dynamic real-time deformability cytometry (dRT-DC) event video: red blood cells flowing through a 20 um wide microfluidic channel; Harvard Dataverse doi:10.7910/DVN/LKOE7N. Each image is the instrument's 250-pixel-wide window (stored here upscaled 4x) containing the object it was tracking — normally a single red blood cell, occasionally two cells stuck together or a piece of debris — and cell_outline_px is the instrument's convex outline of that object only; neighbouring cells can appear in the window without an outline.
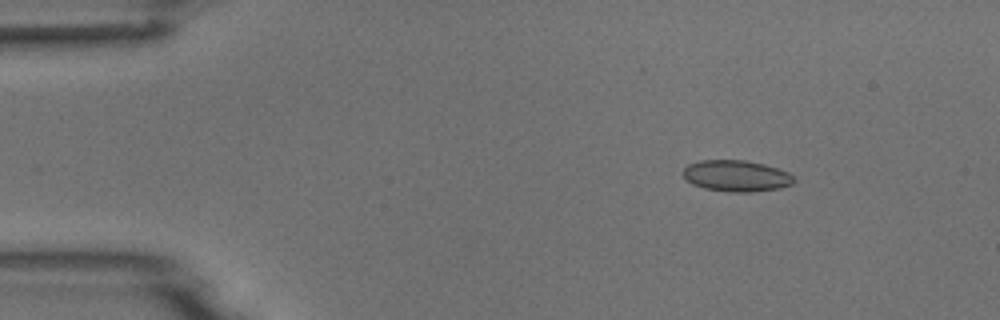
{"species": "common noctule bat (a hibernating species)", "species_latin": "Nyctalus noctula", "temperature_condition": "room temperature", "stored_images_in_passage": 4, "camera_frame_rate_fps": 3000, "um_per_image_px": 0.085, "animal": {"sex": "male", "body_mass_g": 18.8}, "frame": {"image": 1, "passage_image": 1, "time_ms": 0.0, "image_size_px": [1000, 320], "cell_outline_px": [[796, 180], [792, 184], [780, 188], [752, 192], [732, 192], [704, 188], [692, 184], [680, 172], [688, 164], [700, 160], [744, 160], [764, 164], [788, 172]], "centroid_in_image_um": [62.57, 14.95], "position_along_channel_um": 22.4, "area_um2": 20.23}}
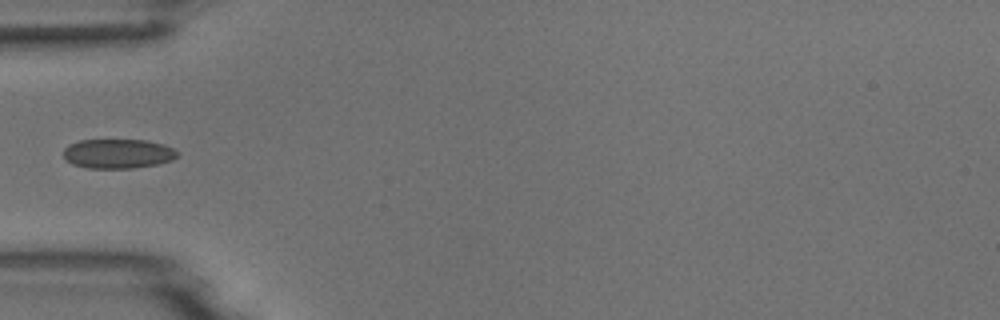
{"frame": {"image": 2, "passage_image": 4, "time_ms": 3.333, "image_size_px": [1000, 320], "cell_outline_px": [[180, 152], [172, 160], [160, 164], [132, 168], [88, 168], [72, 164], [64, 156], [64, 148], [68, 144], [80, 140], [144, 140], [164, 144]], "centroid_in_image_um": [10.04, 13.06], "position_along_channel_um": 75.0, "area_um2": 19.59}}